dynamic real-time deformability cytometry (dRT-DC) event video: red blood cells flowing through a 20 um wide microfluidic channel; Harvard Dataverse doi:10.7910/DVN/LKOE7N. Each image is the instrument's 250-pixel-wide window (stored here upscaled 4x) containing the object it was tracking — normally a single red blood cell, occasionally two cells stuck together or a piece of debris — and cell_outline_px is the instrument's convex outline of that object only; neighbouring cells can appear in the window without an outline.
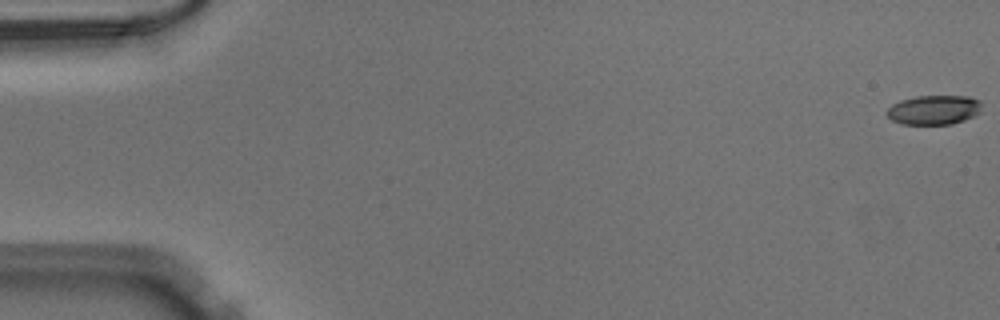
{"species": "Egyptian fruit bat (a non-hibernating species)", "species_latin": "Rousettus aegyptiacus", "temperature_condition": "warm", "stored_images_in_passage": 12, "camera_frame_rate_fps": 3000, "um_per_image_px": 0.085, "animal": {"sex": "male"}, "frame": {"image": 1, "passage_image": 1, "time_ms": 0.0, "image_size_px": [1000, 320], "cell_outline_px": [[980, 112], [964, 120], [952, 124], [900, 124], [892, 120], [884, 112], [892, 104], [900, 100], [916, 96], [968, 96], [980, 100]], "centroid_in_image_um": [79.34, 9.34], "position_along_channel_um": 5.7, "area_um2": 16.3}}